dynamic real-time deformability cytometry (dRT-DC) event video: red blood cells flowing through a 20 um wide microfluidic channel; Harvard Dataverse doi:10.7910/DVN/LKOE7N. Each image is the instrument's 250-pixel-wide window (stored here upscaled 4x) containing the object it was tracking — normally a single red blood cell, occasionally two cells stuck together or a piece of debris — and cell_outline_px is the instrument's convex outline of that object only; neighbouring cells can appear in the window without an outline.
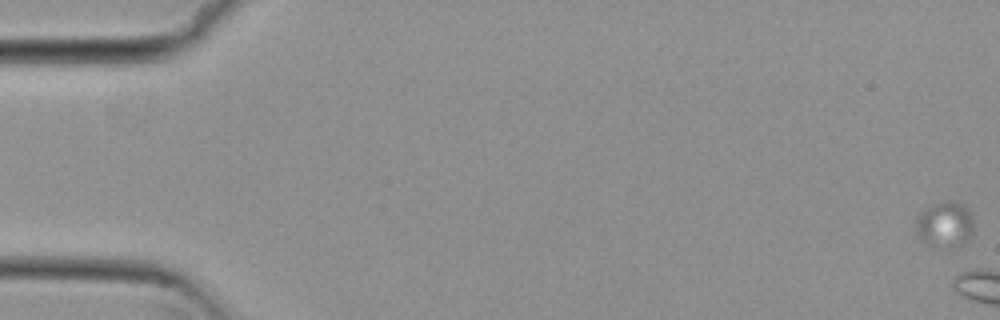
{"species": "common noctule bat (a hibernating species)", "species_latin": "Nyctalus noctula", "temperature_condition": "cold", "stored_images_in_passage": 3, "camera_frame_rate_fps": 3000, "um_per_image_px": 0.085, "animal": {"sex": "female", "body_mass_g": 29.2, "forearm_length_mm": 56.3}, "frame": {"image": 1, "passage_image": 1, "time_ms": 0.0, "image_size_px": [1000, 320], "cell_outline_px": [[972, 240], [960, 248], [952, 252], [948, 252], [928, 244], [916, 232], [916, 216], [920, 212], [936, 204], [948, 200], [952, 200], [964, 204], [968, 208], [972, 216]], "centroid_in_image_um": [80.38, 19.17], "position_along_channel_um": 4.6, "area_um2": 16.24}}